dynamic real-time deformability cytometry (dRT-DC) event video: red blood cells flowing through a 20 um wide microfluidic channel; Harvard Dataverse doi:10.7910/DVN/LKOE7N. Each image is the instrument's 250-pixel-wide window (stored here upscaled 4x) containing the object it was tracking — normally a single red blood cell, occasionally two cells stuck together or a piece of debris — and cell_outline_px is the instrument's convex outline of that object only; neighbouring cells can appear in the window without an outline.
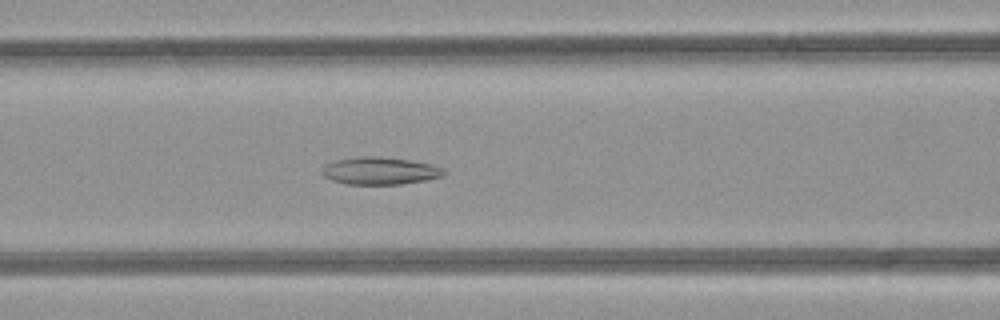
{"species": "common noctule bat (a hibernating species)", "species_latin": "Nyctalus noctula", "temperature_condition": "room temperature", "stored_images_in_passage": 45, "camera_frame_rate_fps": 3000, "um_per_image_px": 0.085, "animal": {"sex": "female", "body_mass_g": 21.9}, "frame": {"image": 1, "passage_image": 21, "time_ms": 6.667, "image_size_px": [1000, 320], "cell_outline_px": [[448, 172], [444, 176], [424, 180], [400, 184], [348, 184], [332, 180], [324, 176], [320, 172], [328, 164], [336, 160], [364, 156], [376, 156], [408, 160], [432, 164], [444, 168]], "centroid_in_image_um": [32.35, 14.52], "position_along_channel_um": 134.3, "area_um2": 19.31}}
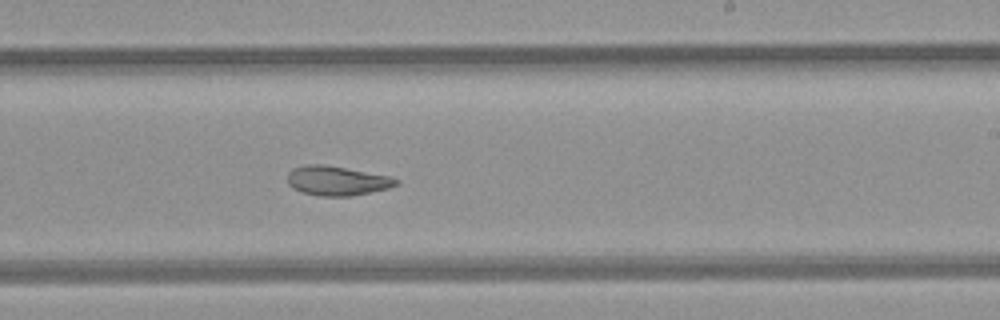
{"frame": {"image": 2, "passage_image": 30, "time_ms": 9.667, "image_size_px": [1000, 320], "cell_outline_px": [[400, 184], [388, 188], [352, 196], [320, 196], [300, 192], [292, 188], [288, 184], [288, 172], [292, 168], [308, 164], [324, 164], [388, 176], [400, 180]], "centroid_in_image_um": [28.61, 15.37], "position_along_channel_um": 260.4, "area_um2": 18.67}}
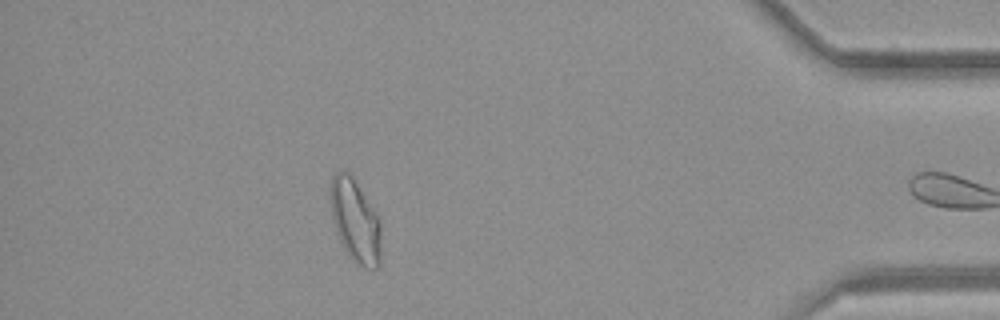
{"frame": {"image": 3, "passage_image": 44, "time_ms": 14.333, "image_size_px": [1000, 320], "cell_outline_px": [[380, 264], [376, 268], [364, 268], [356, 264], [348, 256], [340, 240], [332, 216], [332, 176], [340, 168], [344, 168], [352, 176], [376, 212], [380, 220]], "centroid_in_image_um": [30.22, 18.78], "position_along_channel_um": 405.0, "area_um2": 24.22}, "authors_computed_cell_mechanics": {"area_um2": 21.4438, "velocity_mm_per_s": 4.2047, "shape_relaxation_time_tau1_ms": null, "shape_relaxation_time_tau2_ms": 3.7319, "deformation_change_tau1": null, "deformation_change_tau2": 0.1004}}